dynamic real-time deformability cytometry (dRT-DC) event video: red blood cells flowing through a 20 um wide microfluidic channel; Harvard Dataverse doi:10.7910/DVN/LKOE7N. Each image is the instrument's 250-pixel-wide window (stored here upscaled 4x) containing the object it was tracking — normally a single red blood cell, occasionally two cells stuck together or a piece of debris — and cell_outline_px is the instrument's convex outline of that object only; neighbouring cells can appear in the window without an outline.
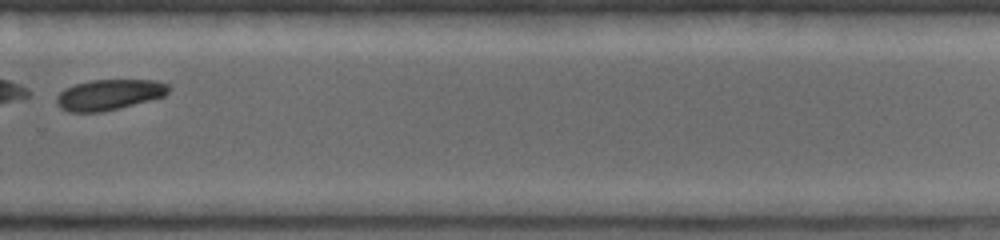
{"species": "common noctule bat (a hibernating species)", "species_latin": "Nyctalus noctula", "temperature_condition": "warm", "stored_images_in_passage": 22, "camera_frame_rate_fps": 5000, "um_per_image_px": 0.085, "animal": {"sex": "female", "body_mass_g": 19.0, "forearm_length_mm": 53.3}, "frame": {"image": 1, "passage_image": 19, "time_ms": 3.8, "image_size_px": [1000, 240], "cell_outline_px": [[172, 88], [164, 96], [100, 112], [68, 112], [60, 108], [56, 104], [56, 96], [64, 88], [76, 84], [92, 80], [156, 80], [168, 84]], "centroid_in_image_um": [9.25, 8.04], "position_along_channel_um": 320.6, "area_um2": 19.88}}